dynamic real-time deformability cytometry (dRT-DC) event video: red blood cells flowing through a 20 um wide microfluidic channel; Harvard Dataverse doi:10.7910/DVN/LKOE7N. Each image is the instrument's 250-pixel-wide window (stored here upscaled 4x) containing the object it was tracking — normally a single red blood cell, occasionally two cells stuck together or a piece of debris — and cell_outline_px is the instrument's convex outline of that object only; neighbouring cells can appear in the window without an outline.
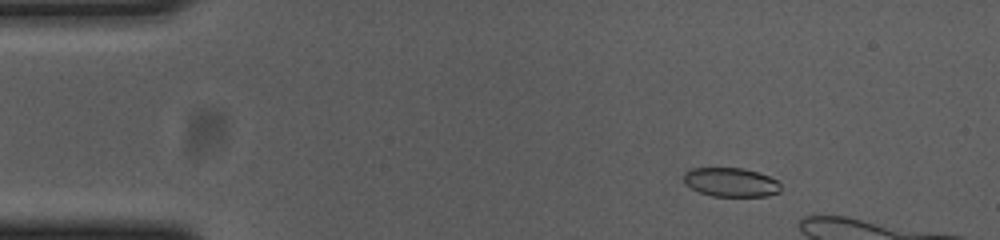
{"species": "common noctule bat (a hibernating species)", "species_latin": "Nyctalus noctula", "temperature_condition": "cold", "stored_images_in_passage": 14, "camera_frame_rate_fps": 3000, "um_per_image_px": 0.085, "animal": {"sex": "female", "body_mass_g": 23.0, "forearm_length_mm": 53.4}, "frame": {"image": 1, "passage_image": 7, "time_ms": 2.0, "image_size_px": [1000, 240], "cell_outline_px": [[780, 192], [768, 196], [712, 196], [700, 192], [684, 184], [684, 172], [692, 168], [744, 168], [768, 176], [776, 180], [780, 184]], "centroid_in_image_um": [62.11, 15.49], "position_along_channel_um": 22.9, "area_um2": 16.36}}